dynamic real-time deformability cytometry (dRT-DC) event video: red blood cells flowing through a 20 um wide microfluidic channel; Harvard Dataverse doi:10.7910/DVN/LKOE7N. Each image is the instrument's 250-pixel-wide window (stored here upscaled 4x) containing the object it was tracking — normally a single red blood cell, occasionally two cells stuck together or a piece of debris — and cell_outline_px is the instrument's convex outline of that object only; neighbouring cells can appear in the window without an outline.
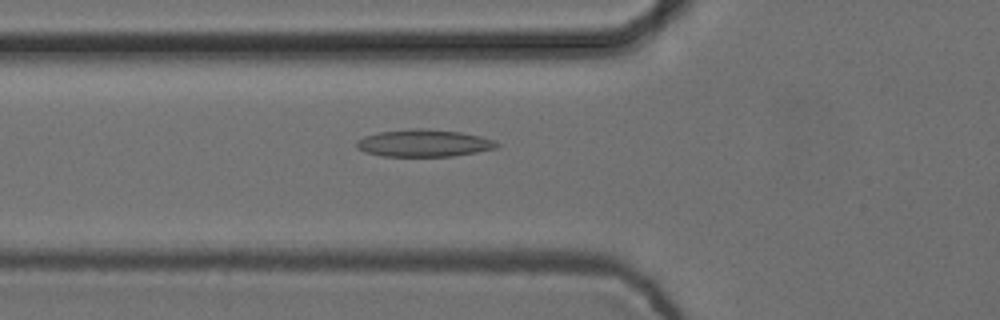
{"species": "common noctule bat (a hibernating species)", "species_latin": "Nyctalus noctula", "temperature_condition": "cold", "stored_images_in_passage": 55, "camera_frame_rate_fps": 3000, "um_per_image_px": 0.085, "animal": {"sex": "female", "body_mass_g": 24.6, "forearm_length_mm": 56.2}, "frame": {"image": 1, "passage_image": 20, "time_ms": 6.333, "image_size_px": [1000, 320], "cell_outline_px": [[500, 144], [496, 148], [476, 152], [452, 156], [384, 156], [364, 152], [356, 148], [356, 140], [364, 136], [380, 132], [412, 128], [420, 128], [460, 132], [480, 136], [496, 140]], "centroid_in_image_um": [36.02, 12.16], "position_along_channel_um": 89.8, "area_um2": 22.25}}
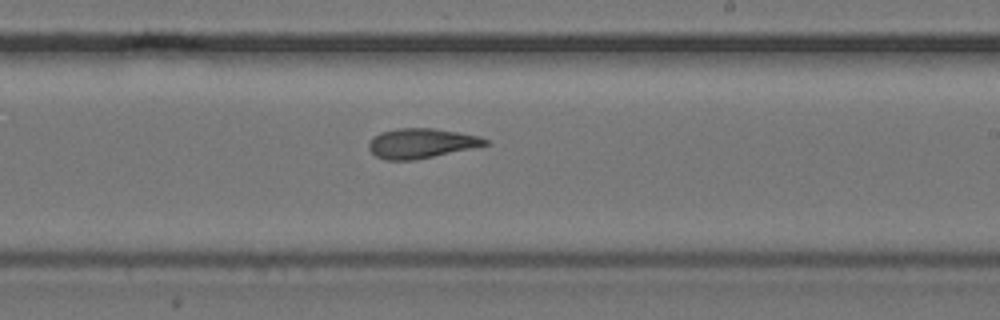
{"frame": {"image": 2, "passage_image": 33, "time_ms": 10.667, "image_size_px": [1000, 320], "cell_outline_px": [[492, 144], [412, 160], [384, 160], [376, 156], [368, 148], [368, 144], [372, 136], [380, 132], [396, 128], [432, 128], [480, 136], [488, 140]], "centroid_in_image_um": [35.78, 12.17], "position_along_channel_um": 253.2, "area_um2": 20.17}}
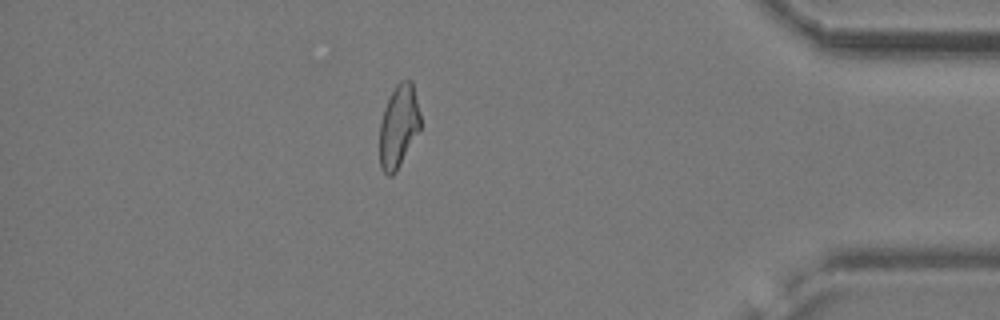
{"frame": {"image": 3, "passage_image": 48, "time_ms": 15.667, "image_size_px": [1000, 320], "cell_outline_px": [[420, 128], [396, 172], [392, 176], [388, 176], [380, 168], [380, 124], [384, 108], [396, 84], [400, 80], [412, 80], [420, 112]], "centroid_in_image_um": [33.88, 10.73], "position_along_channel_um": 401.3, "area_um2": 19.54}, "authors_computed_cell_mechanics": {"area_um2": 20.9814, "velocity_mm_per_s": 3.7603, "shape_relaxation_time_tau1_ms": 7.6431, "shape_relaxation_time_tau2_ms": 4.4524, "deformation_change_tau1": 0.1748, "deformation_change_tau2": 0.133}}